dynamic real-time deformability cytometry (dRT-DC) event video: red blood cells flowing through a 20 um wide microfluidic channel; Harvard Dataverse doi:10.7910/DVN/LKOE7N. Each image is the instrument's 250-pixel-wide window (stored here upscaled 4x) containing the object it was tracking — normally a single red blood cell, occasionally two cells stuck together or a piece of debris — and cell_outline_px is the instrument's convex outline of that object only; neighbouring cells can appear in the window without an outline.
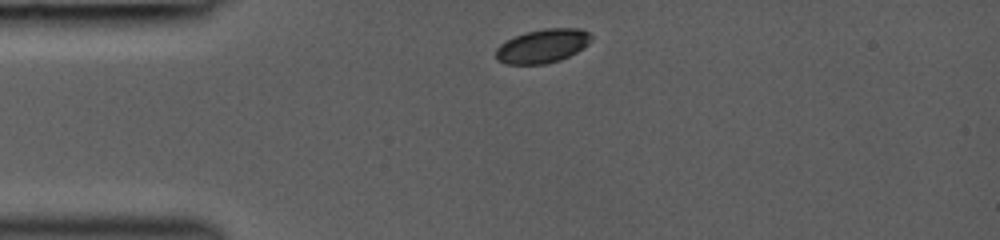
{"species": "common noctule bat (a hibernating species)", "species_latin": "Nyctalus noctula", "temperature_condition": "room temperature", "stored_images_in_passage": 4, "camera_frame_rate_fps": 3000, "um_per_image_px": 0.085, "animal": {"sex": "female", "body_mass_g": 19.0, "forearm_length_mm": 53.3}, "frame": {"image": 1, "passage_image": 1, "time_ms": 0.0, "image_size_px": [1000, 240], "cell_outline_px": [[592, 40], [584, 48], [560, 60], [544, 64], [504, 64], [496, 60], [496, 48], [500, 44], [516, 36], [528, 32], [544, 28], [580, 28], [588, 32], [592, 36]], "centroid_in_image_um": [46.13, 3.91], "position_along_channel_um": 38.9, "area_um2": 18.79}}
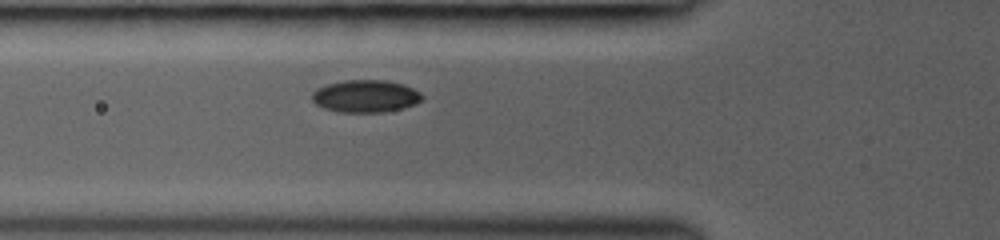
{"frame": {"image": 2, "passage_image": 4, "time_ms": 2.0, "image_size_px": [1000, 240], "cell_outline_px": [[424, 100], [416, 104], [404, 108], [384, 112], [336, 112], [324, 108], [316, 104], [312, 100], [312, 92], [316, 88], [328, 84], [344, 80], [384, 80], [404, 84], [420, 92], [424, 96]], "centroid_in_image_um": [31.09, 8.18], "position_along_channel_um": 94.7, "area_um2": 21.04}}